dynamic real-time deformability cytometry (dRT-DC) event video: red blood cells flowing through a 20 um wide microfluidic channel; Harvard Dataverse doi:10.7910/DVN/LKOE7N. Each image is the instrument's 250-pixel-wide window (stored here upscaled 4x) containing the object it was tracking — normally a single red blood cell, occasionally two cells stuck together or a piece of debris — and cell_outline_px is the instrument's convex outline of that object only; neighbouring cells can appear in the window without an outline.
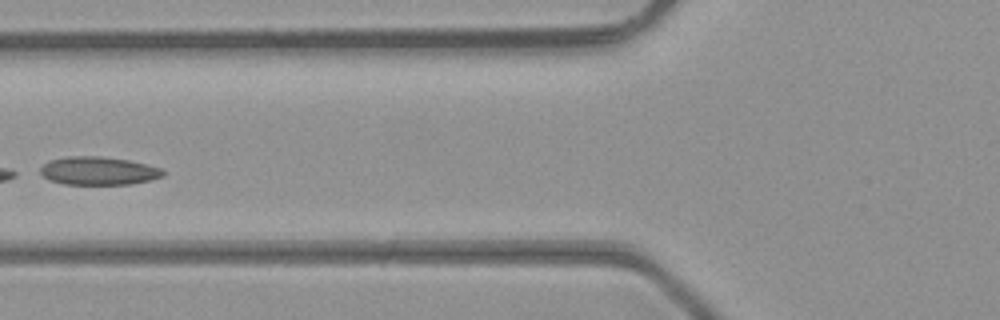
{"species": "common noctule bat (a hibernating species)", "species_latin": "Nyctalus noctula", "temperature_condition": "room temperature", "stored_images_in_passage": 6, "camera_frame_rate_fps": 3000, "um_per_image_px": 0.085, "animal": {"sex": "male", "body_mass_g": 23.1, "forearm_length_mm": 52.7}, "frame": {"image": 1, "passage_image": 5, "time_ms": 1.333, "image_size_px": [1000, 320], "cell_outline_px": [[164, 176], [152, 180], [132, 184], [64, 184], [48, 180], [40, 172], [40, 168], [48, 160], [68, 156], [100, 156], [128, 160], [148, 164], [164, 168]], "centroid_in_image_um": [8.4, 14.52], "position_along_channel_um": 117.4, "area_um2": 20.4}}
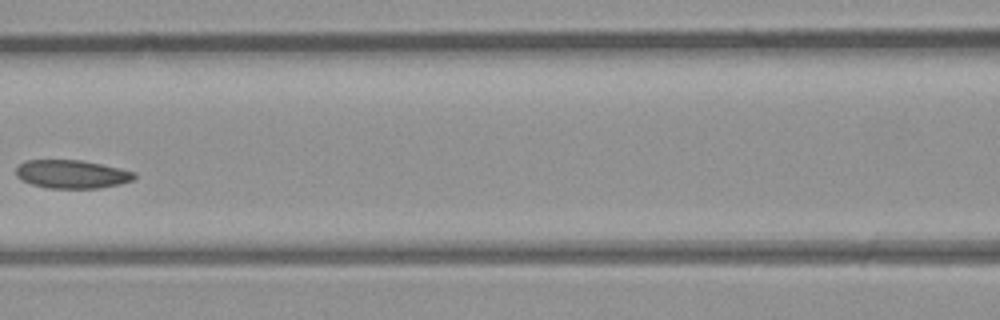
{"frame": {"image": 2, "passage_image": 6, "time_ms": 1.667, "image_size_px": [1000, 320], "cell_outline_px": [[136, 176], [132, 180], [120, 184], [100, 188], [48, 188], [32, 184], [20, 180], [16, 176], [16, 168], [24, 160], [80, 160], [100, 164], [136, 172]], "centroid_in_image_um": [6.08, 14.8], "position_along_channel_um": 160.5, "area_um2": 19.54}}